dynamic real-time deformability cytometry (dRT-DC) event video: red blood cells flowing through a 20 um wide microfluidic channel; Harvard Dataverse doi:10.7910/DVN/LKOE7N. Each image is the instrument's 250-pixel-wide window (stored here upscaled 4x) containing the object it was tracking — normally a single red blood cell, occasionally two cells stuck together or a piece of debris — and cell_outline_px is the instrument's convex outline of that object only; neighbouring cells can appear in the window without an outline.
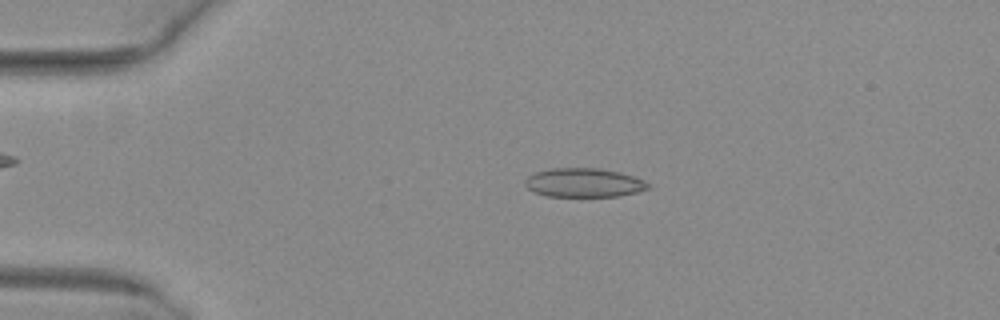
{"species": "common noctule bat (a hibernating species)", "species_latin": "Nyctalus noctula", "temperature_condition": "warm", "stored_images_in_passage": 51, "camera_frame_rate_fps": 3000, "um_per_image_px": 0.085, "animal": {"sex": "female", "body_mass_g": 29.2, "forearm_length_mm": 56.3}, "frame": {"image": 1, "passage_image": 11, "time_ms": 3.333, "image_size_px": [1000, 320], "cell_outline_px": [[652, 188], [620, 196], [544, 196], [532, 192], [524, 184], [524, 180], [528, 176], [536, 172], [548, 168], [600, 168], [620, 172], [644, 180], [652, 184]], "centroid_in_image_um": [49.63, 15.53], "position_along_channel_um": 35.4, "area_um2": 21.04}}
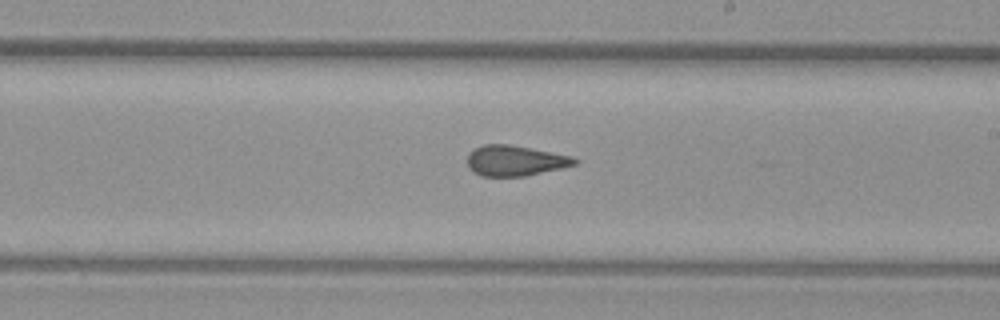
{"frame": {"image": 2, "passage_image": 30, "time_ms": 9.667, "image_size_px": [1000, 320], "cell_outline_px": [[580, 160], [576, 164], [560, 168], [524, 176], [480, 176], [472, 172], [468, 168], [468, 152], [484, 144], [508, 144], [532, 148], [572, 156]], "centroid_in_image_um": [43.76, 13.65], "position_along_channel_um": 245.2, "area_um2": 19.07}}
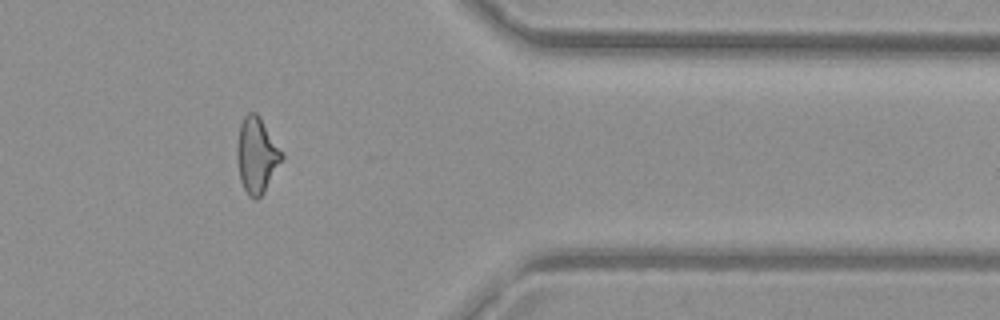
{"frame": {"image": 3, "passage_image": 42, "time_ms": 13.667, "image_size_px": [1000, 320], "cell_outline_px": [[284, 156], [264, 192], [256, 200], [248, 196], [240, 180], [236, 156], [236, 148], [240, 124], [244, 116], [248, 112], [256, 112], [260, 116], [284, 152]], "centroid_in_image_um": [21.82, 13.17], "position_along_channel_um": 389.6, "area_um2": 19.94}, "authors_computed_cell_mechanics": {"area_um2": 20.1144, "velocity_mm_per_s": 4.0504, "shape_relaxation_time_tau1_ms": null, "shape_relaxation_time_tau2_ms": 1.9841, "deformation_change_tau1": null, "deformation_change_tau2": 0.0762}}